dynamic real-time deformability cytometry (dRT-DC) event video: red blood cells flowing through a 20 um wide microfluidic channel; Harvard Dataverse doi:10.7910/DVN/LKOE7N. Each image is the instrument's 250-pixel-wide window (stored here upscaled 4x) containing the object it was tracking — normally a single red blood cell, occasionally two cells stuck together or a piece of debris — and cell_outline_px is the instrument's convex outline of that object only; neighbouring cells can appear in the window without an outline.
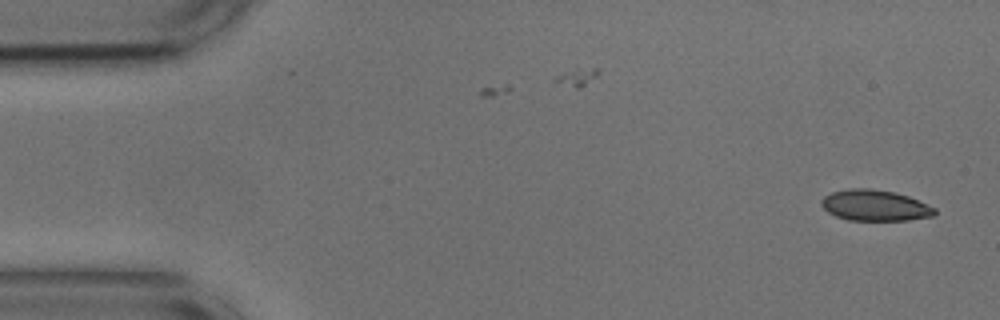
{"species": "common noctule bat (a hibernating species)", "species_latin": "Nyctalus noctula", "temperature_condition": "cold", "stored_images_in_passage": 11, "camera_frame_rate_fps": 3000, "um_per_image_px": 0.085, "animal": {"sex": "male", "body_mass_g": 17.9, "forearm_length_mm": 54.2}, "frame": {"image": 1, "passage_image": 1, "time_ms": 0.0, "image_size_px": [1000, 320], "cell_outline_px": [[936, 212], [932, 216], [908, 220], [848, 220], [836, 216], [828, 212], [820, 204], [820, 200], [824, 196], [832, 192], [848, 188], [868, 188], [892, 192], [908, 196], [936, 208]], "centroid_in_image_um": [74.34, 17.46], "position_along_channel_um": 10.7, "area_um2": 20.35}}
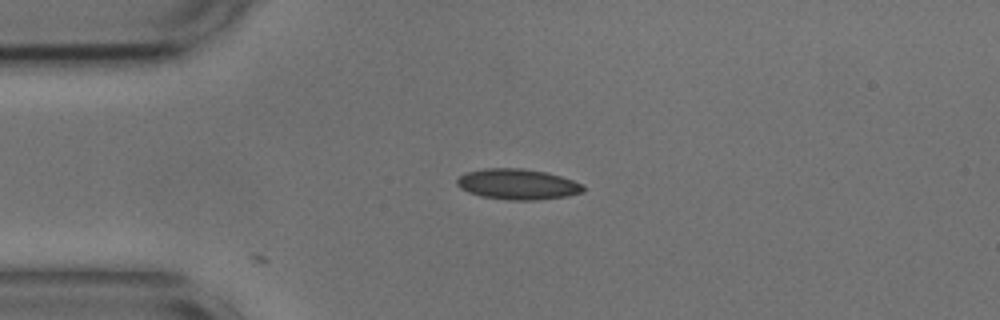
{"frame": {"image": 2, "passage_image": 11, "time_ms": 3.333, "image_size_px": [1000, 320], "cell_outline_px": [[584, 192], [568, 196], [536, 200], [512, 200], [480, 196], [468, 192], [460, 188], [456, 184], [456, 180], [460, 176], [468, 172], [484, 168], [520, 168], [544, 172], [560, 176], [584, 184]], "centroid_in_image_um": [44.0, 15.66], "position_along_channel_um": 41.0, "area_um2": 22.48}}